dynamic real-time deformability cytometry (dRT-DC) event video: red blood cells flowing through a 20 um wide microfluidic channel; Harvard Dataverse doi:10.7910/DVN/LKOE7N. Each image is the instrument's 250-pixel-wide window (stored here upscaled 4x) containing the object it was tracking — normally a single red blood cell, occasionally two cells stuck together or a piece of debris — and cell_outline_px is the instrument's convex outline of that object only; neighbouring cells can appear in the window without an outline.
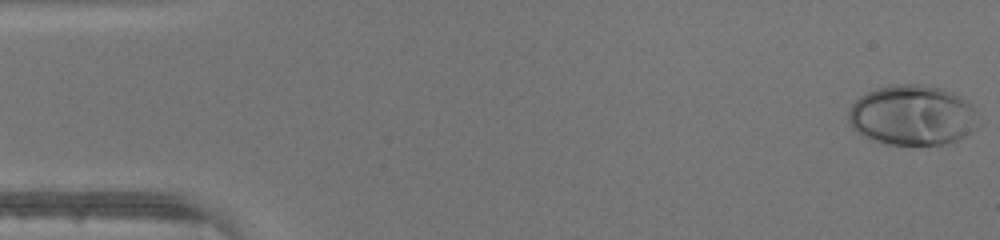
{"species": "human", "species_latin": "Homo sapiens", "temperature_condition": "warm", "stored_images_in_passage": 46, "camera_frame_rate_fps": 3000, "um_per_image_px": 0.085, "donor": {"sex": "male"}, "frame": {"image": 1, "passage_image": 1, "time_ms": 0.0, "image_size_px": [1000, 240], "cell_outline_px": [[980, 124], [972, 132], [956, 140], [944, 144], [888, 144], [872, 140], [856, 132], [848, 124], [848, 112], [852, 104], [860, 96], [876, 88], [888, 84], [920, 84], [944, 88], [960, 96], [976, 112]], "centroid_in_image_um": [77.53, 9.79], "position_along_channel_um": 7.5, "area_um2": 45.84}}
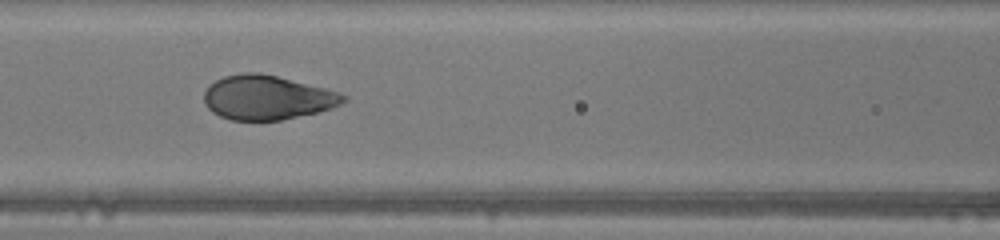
{"frame": {"image": 2, "passage_image": 20, "time_ms": 6.333, "image_size_px": [1000, 240], "cell_outline_px": [[348, 100], [332, 108], [316, 112], [280, 120], [232, 120], [220, 116], [212, 112], [204, 104], [204, 92], [216, 80], [224, 76], [244, 72], [260, 72], [324, 88], [348, 96]], "centroid_in_image_um": [22.69, 8.29], "position_along_channel_um": 143.9, "area_um2": 35.66}}
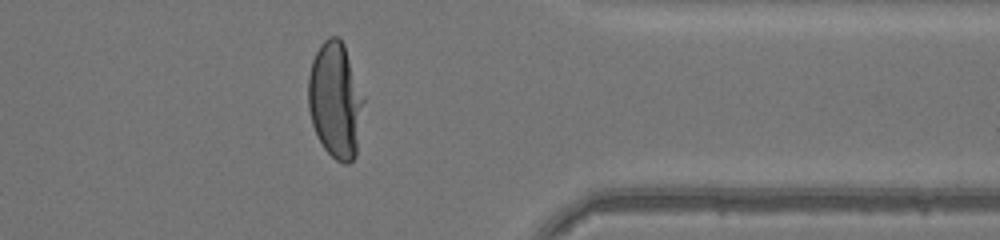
{"frame": {"image": 3, "passage_image": 37, "time_ms": 12.0, "image_size_px": [1000, 240], "cell_outline_px": [[364, 100], [356, 156], [348, 164], [344, 164], [336, 160], [324, 148], [312, 124], [308, 108], [308, 76], [312, 60], [320, 44], [328, 36], [336, 36], [344, 44]], "centroid_in_image_um": [28.49, 8.52], "position_along_channel_um": 382.9, "area_um2": 37.17}}